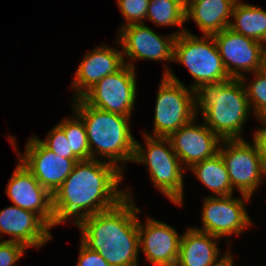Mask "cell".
<instances>
[{
  "label": "cell",
  "mask_w": 266,
  "mask_h": 266,
  "mask_svg": "<svg viewBox=\"0 0 266 266\" xmlns=\"http://www.w3.org/2000/svg\"><path fill=\"white\" fill-rule=\"evenodd\" d=\"M122 169L118 164L92 158L77 161L70 175L52 195L54 226L74 215V218L78 216L75 223H79L124 199L126 192L117 188L123 179Z\"/></svg>",
  "instance_id": "6da1fadb"
},
{
  "label": "cell",
  "mask_w": 266,
  "mask_h": 266,
  "mask_svg": "<svg viewBox=\"0 0 266 266\" xmlns=\"http://www.w3.org/2000/svg\"><path fill=\"white\" fill-rule=\"evenodd\" d=\"M118 204L76 223L82 231V243L98 252L111 266H138L140 212L129 192ZM130 199V200H129Z\"/></svg>",
  "instance_id": "7a4b0ae2"
},
{
  "label": "cell",
  "mask_w": 266,
  "mask_h": 266,
  "mask_svg": "<svg viewBox=\"0 0 266 266\" xmlns=\"http://www.w3.org/2000/svg\"><path fill=\"white\" fill-rule=\"evenodd\" d=\"M244 79L203 84L194 90L205 125L221 140L242 139L241 127L250 110Z\"/></svg>",
  "instance_id": "3957f363"
},
{
  "label": "cell",
  "mask_w": 266,
  "mask_h": 266,
  "mask_svg": "<svg viewBox=\"0 0 266 266\" xmlns=\"http://www.w3.org/2000/svg\"><path fill=\"white\" fill-rule=\"evenodd\" d=\"M75 114L84 122L90 156L95 159L97 152L114 165L118 161H133L135 144L129 128V117L111 113L88 105L82 98L76 99Z\"/></svg>",
  "instance_id": "277c9868"
},
{
  "label": "cell",
  "mask_w": 266,
  "mask_h": 266,
  "mask_svg": "<svg viewBox=\"0 0 266 266\" xmlns=\"http://www.w3.org/2000/svg\"><path fill=\"white\" fill-rule=\"evenodd\" d=\"M203 37L199 39L186 30L177 35L174 42L173 60L183 63L196 80L191 90L203 84L232 79L223 66L213 36L204 35Z\"/></svg>",
  "instance_id": "5b68a950"
},
{
  "label": "cell",
  "mask_w": 266,
  "mask_h": 266,
  "mask_svg": "<svg viewBox=\"0 0 266 266\" xmlns=\"http://www.w3.org/2000/svg\"><path fill=\"white\" fill-rule=\"evenodd\" d=\"M144 137L147 151L136 142L133 161L146 164L155 187L159 188L172 202L182 205L183 171H181V162L172 149L169 139L167 137L154 138L147 134ZM165 144L170 150L164 146Z\"/></svg>",
  "instance_id": "8992f818"
},
{
  "label": "cell",
  "mask_w": 266,
  "mask_h": 266,
  "mask_svg": "<svg viewBox=\"0 0 266 266\" xmlns=\"http://www.w3.org/2000/svg\"><path fill=\"white\" fill-rule=\"evenodd\" d=\"M193 92L166 68L156 99L154 137H168L195 119L197 104Z\"/></svg>",
  "instance_id": "52a82bcc"
},
{
  "label": "cell",
  "mask_w": 266,
  "mask_h": 266,
  "mask_svg": "<svg viewBox=\"0 0 266 266\" xmlns=\"http://www.w3.org/2000/svg\"><path fill=\"white\" fill-rule=\"evenodd\" d=\"M135 67L127 64L102 78L82 99L90 106L130 117L136 97Z\"/></svg>",
  "instance_id": "ba28073f"
},
{
  "label": "cell",
  "mask_w": 266,
  "mask_h": 266,
  "mask_svg": "<svg viewBox=\"0 0 266 266\" xmlns=\"http://www.w3.org/2000/svg\"><path fill=\"white\" fill-rule=\"evenodd\" d=\"M223 141L226 147H220L218 153L224 160L232 188L235 186L241 194L251 197L262 182V174L266 175L256 147L244 139Z\"/></svg>",
  "instance_id": "9c48e42d"
},
{
  "label": "cell",
  "mask_w": 266,
  "mask_h": 266,
  "mask_svg": "<svg viewBox=\"0 0 266 266\" xmlns=\"http://www.w3.org/2000/svg\"><path fill=\"white\" fill-rule=\"evenodd\" d=\"M212 36L230 78L241 79L243 75L240 72L243 70L255 72L263 69V44L261 42L245 37L229 27Z\"/></svg>",
  "instance_id": "30bf717a"
},
{
  "label": "cell",
  "mask_w": 266,
  "mask_h": 266,
  "mask_svg": "<svg viewBox=\"0 0 266 266\" xmlns=\"http://www.w3.org/2000/svg\"><path fill=\"white\" fill-rule=\"evenodd\" d=\"M243 199H233L229 196H212L205 198L202 212L203 230L196 229L217 238L240 234L251 224L244 207V201L251 199L242 194ZM245 199V200H244Z\"/></svg>",
  "instance_id": "8fae6325"
},
{
  "label": "cell",
  "mask_w": 266,
  "mask_h": 266,
  "mask_svg": "<svg viewBox=\"0 0 266 266\" xmlns=\"http://www.w3.org/2000/svg\"><path fill=\"white\" fill-rule=\"evenodd\" d=\"M80 159H68L56 155L37 137L26 144L20 161L32 172L36 180L51 194L61 186Z\"/></svg>",
  "instance_id": "7c38bea8"
},
{
  "label": "cell",
  "mask_w": 266,
  "mask_h": 266,
  "mask_svg": "<svg viewBox=\"0 0 266 266\" xmlns=\"http://www.w3.org/2000/svg\"><path fill=\"white\" fill-rule=\"evenodd\" d=\"M6 194L15 206L38 214L50 228L54 227L52 195L23 163L18 164L12 174Z\"/></svg>",
  "instance_id": "4fadbf2b"
},
{
  "label": "cell",
  "mask_w": 266,
  "mask_h": 266,
  "mask_svg": "<svg viewBox=\"0 0 266 266\" xmlns=\"http://www.w3.org/2000/svg\"><path fill=\"white\" fill-rule=\"evenodd\" d=\"M180 30L171 36L161 38L148 26L143 24H133L123 26L119 40L122 45L123 54L133 59H151V60H173L174 42L176 36L185 32Z\"/></svg>",
  "instance_id": "5bb4252c"
},
{
  "label": "cell",
  "mask_w": 266,
  "mask_h": 266,
  "mask_svg": "<svg viewBox=\"0 0 266 266\" xmlns=\"http://www.w3.org/2000/svg\"><path fill=\"white\" fill-rule=\"evenodd\" d=\"M194 120L167 137L181 164L189 167L214 157L218 153L219 142L223 141L206 125H194Z\"/></svg>",
  "instance_id": "9a60e30c"
},
{
  "label": "cell",
  "mask_w": 266,
  "mask_h": 266,
  "mask_svg": "<svg viewBox=\"0 0 266 266\" xmlns=\"http://www.w3.org/2000/svg\"><path fill=\"white\" fill-rule=\"evenodd\" d=\"M139 248L155 266H176L181 237L173 227L147 218L146 226L138 224Z\"/></svg>",
  "instance_id": "2e32d148"
},
{
  "label": "cell",
  "mask_w": 266,
  "mask_h": 266,
  "mask_svg": "<svg viewBox=\"0 0 266 266\" xmlns=\"http://www.w3.org/2000/svg\"><path fill=\"white\" fill-rule=\"evenodd\" d=\"M49 229L50 227L32 211L15 205L0 211V236L1 233L13 236L5 241L38 248L52 238Z\"/></svg>",
  "instance_id": "e0dca14e"
},
{
  "label": "cell",
  "mask_w": 266,
  "mask_h": 266,
  "mask_svg": "<svg viewBox=\"0 0 266 266\" xmlns=\"http://www.w3.org/2000/svg\"><path fill=\"white\" fill-rule=\"evenodd\" d=\"M96 48L85 55L77 69L72 84L77 90L74 100L82 98L102 78L117 72L125 65L122 51L105 46Z\"/></svg>",
  "instance_id": "ac0fdd59"
},
{
  "label": "cell",
  "mask_w": 266,
  "mask_h": 266,
  "mask_svg": "<svg viewBox=\"0 0 266 266\" xmlns=\"http://www.w3.org/2000/svg\"><path fill=\"white\" fill-rule=\"evenodd\" d=\"M217 237L189 228L182 235L179 257L176 266H213L219 260L217 243L212 239Z\"/></svg>",
  "instance_id": "d6986e66"
},
{
  "label": "cell",
  "mask_w": 266,
  "mask_h": 266,
  "mask_svg": "<svg viewBox=\"0 0 266 266\" xmlns=\"http://www.w3.org/2000/svg\"><path fill=\"white\" fill-rule=\"evenodd\" d=\"M237 0H198L186 9L185 18H193L204 35H214L228 28Z\"/></svg>",
  "instance_id": "ffe728a7"
},
{
  "label": "cell",
  "mask_w": 266,
  "mask_h": 266,
  "mask_svg": "<svg viewBox=\"0 0 266 266\" xmlns=\"http://www.w3.org/2000/svg\"><path fill=\"white\" fill-rule=\"evenodd\" d=\"M232 16L236 22H231L229 28L233 31L254 39L266 42V11L259 7L239 3L234 4Z\"/></svg>",
  "instance_id": "44dd1931"
},
{
  "label": "cell",
  "mask_w": 266,
  "mask_h": 266,
  "mask_svg": "<svg viewBox=\"0 0 266 266\" xmlns=\"http://www.w3.org/2000/svg\"><path fill=\"white\" fill-rule=\"evenodd\" d=\"M190 168L198 179L217 196L232 195L233 189L230 177L221 155L200 161Z\"/></svg>",
  "instance_id": "7402d4cb"
},
{
  "label": "cell",
  "mask_w": 266,
  "mask_h": 266,
  "mask_svg": "<svg viewBox=\"0 0 266 266\" xmlns=\"http://www.w3.org/2000/svg\"><path fill=\"white\" fill-rule=\"evenodd\" d=\"M186 10L173 0H150L147 8V18L157 25L182 26Z\"/></svg>",
  "instance_id": "603a6c76"
},
{
  "label": "cell",
  "mask_w": 266,
  "mask_h": 266,
  "mask_svg": "<svg viewBox=\"0 0 266 266\" xmlns=\"http://www.w3.org/2000/svg\"><path fill=\"white\" fill-rule=\"evenodd\" d=\"M73 119H65L59 123V127L64 131L70 144V149L80 160L91 159L90 148L87 140V133L84 122L79 116Z\"/></svg>",
  "instance_id": "cb8c5ba5"
},
{
  "label": "cell",
  "mask_w": 266,
  "mask_h": 266,
  "mask_svg": "<svg viewBox=\"0 0 266 266\" xmlns=\"http://www.w3.org/2000/svg\"><path fill=\"white\" fill-rule=\"evenodd\" d=\"M255 81L246 89L249 106L255 107V114L261 121H266V70L254 72Z\"/></svg>",
  "instance_id": "d4e9b609"
},
{
  "label": "cell",
  "mask_w": 266,
  "mask_h": 266,
  "mask_svg": "<svg viewBox=\"0 0 266 266\" xmlns=\"http://www.w3.org/2000/svg\"><path fill=\"white\" fill-rule=\"evenodd\" d=\"M41 142L60 157L79 159L70 149V144L65 136V133L58 125L51 130L46 140H41Z\"/></svg>",
  "instance_id": "484cf974"
},
{
  "label": "cell",
  "mask_w": 266,
  "mask_h": 266,
  "mask_svg": "<svg viewBox=\"0 0 266 266\" xmlns=\"http://www.w3.org/2000/svg\"><path fill=\"white\" fill-rule=\"evenodd\" d=\"M150 0H118L119 8L128 24H143L142 19L147 16Z\"/></svg>",
  "instance_id": "4316f807"
},
{
  "label": "cell",
  "mask_w": 266,
  "mask_h": 266,
  "mask_svg": "<svg viewBox=\"0 0 266 266\" xmlns=\"http://www.w3.org/2000/svg\"><path fill=\"white\" fill-rule=\"evenodd\" d=\"M26 246L13 241H0V266H16Z\"/></svg>",
  "instance_id": "83f0119b"
},
{
  "label": "cell",
  "mask_w": 266,
  "mask_h": 266,
  "mask_svg": "<svg viewBox=\"0 0 266 266\" xmlns=\"http://www.w3.org/2000/svg\"><path fill=\"white\" fill-rule=\"evenodd\" d=\"M79 255L77 266H111L98 252L90 250L82 242Z\"/></svg>",
  "instance_id": "f1b7e54d"
},
{
  "label": "cell",
  "mask_w": 266,
  "mask_h": 266,
  "mask_svg": "<svg viewBox=\"0 0 266 266\" xmlns=\"http://www.w3.org/2000/svg\"><path fill=\"white\" fill-rule=\"evenodd\" d=\"M263 128L258 129L254 134V145L256 147L257 153L260 157L262 166L266 171V121H262Z\"/></svg>",
  "instance_id": "f546056e"
},
{
  "label": "cell",
  "mask_w": 266,
  "mask_h": 266,
  "mask_svg": "<svg viewBox=\"0 0 266 266\" xmlns=\"http://www.w3.org/2000/svg\"><path fill=\"white\" fill-rule=\"evenodd\" d=\"M213 266H233V258L232 256L228 253L224 255L215 265Z\"/></svg>",
  "instance_id": "4dcf8cb0"
},
{
  "label": "cell",
  "mask_w": 266,
  "mask_h": 266,
  "mask_svg": "<svg viewBox=\"0 0 266 266\" xmlns=\"http://www.w3.org/2000/svg\"><path fill=\"white\" fill-rule=\"evenodd\" d=\"M176 3H178L180 6H182L185 10L188 8L187 0H173Z\"/></svg>",
  "instance_id": "1f68e13d"
},
{
  "label": "cell",
  "mask_w": 266,
  "mask_h": 266,
  "mask_svg": "<svg viewBox=\"0 0 266 266\" xmlns=\"http://www.w3.org/2000/svg\"><path fill=\"white\" fill-rule=\"evenodd\" d=\"M263 69L266 70V48L265 46H263Z\"/></svg>",
  "instance_id": "d6a6232c"
},
{
  "label": "cell",
  "mask_w": 266,
  "mask_h": 266,
  "mask_svg": "<svg viewBox=\"0 0 266 266\" xmlns=\"http://www.w3.org/2000/svg\"><path fill=\"white\" fill-rule=\"evenodd\" d=\"M195 1H198V0H187L188 7H189L190 4L194 3Z\"/></svg>",
  "instance_id": "836d02e7"
}]
</instances>
